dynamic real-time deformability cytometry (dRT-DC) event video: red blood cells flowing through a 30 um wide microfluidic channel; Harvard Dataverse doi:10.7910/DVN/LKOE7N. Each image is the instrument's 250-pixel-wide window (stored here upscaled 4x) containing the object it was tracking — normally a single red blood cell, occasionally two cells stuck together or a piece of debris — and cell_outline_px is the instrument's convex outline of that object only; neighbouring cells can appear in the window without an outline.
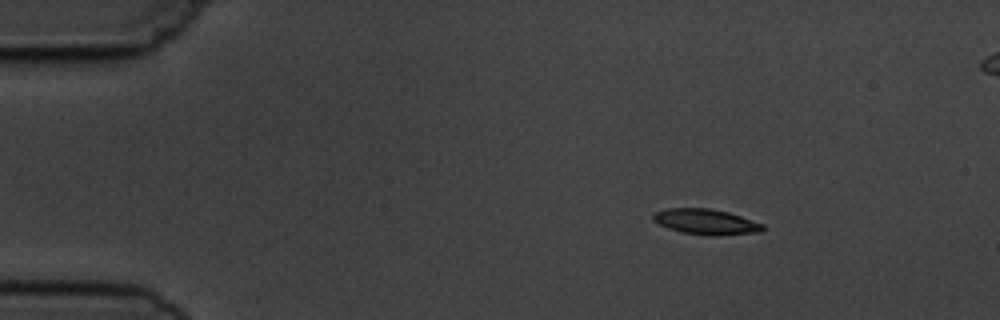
{"species": "common noctule bat (a hibernating species)", "species_latin": "Nyctalus noctula", "temperature_condition": "cold", "stored_images_in_passage": 4, "segment_of_instrument_passage": [1, 2], "camera_frame_rate_fps": 3000, "um_per_image_px": 0.085, "animal": {"sex": "male", "body_mass_g": 19.5, "forearm_length_mm": 54.6}, "frame": {"image": 1, "passage_image": 1, "time_ms": 0.0, "image_size_px": [1000, 320], "cell_outline_px": [[764, 228], [760, 232], [712, 236], [708, 236], [684, 232], [668, 228], [652, 220], [652, 216], [656, 212], [668, 208], [708, 208], [728, 212], [764, 224]], "centroid_in_image_um": [60.01, 18.85], "position_along_channel_um": 25.0, "area_um2": 16.13}}